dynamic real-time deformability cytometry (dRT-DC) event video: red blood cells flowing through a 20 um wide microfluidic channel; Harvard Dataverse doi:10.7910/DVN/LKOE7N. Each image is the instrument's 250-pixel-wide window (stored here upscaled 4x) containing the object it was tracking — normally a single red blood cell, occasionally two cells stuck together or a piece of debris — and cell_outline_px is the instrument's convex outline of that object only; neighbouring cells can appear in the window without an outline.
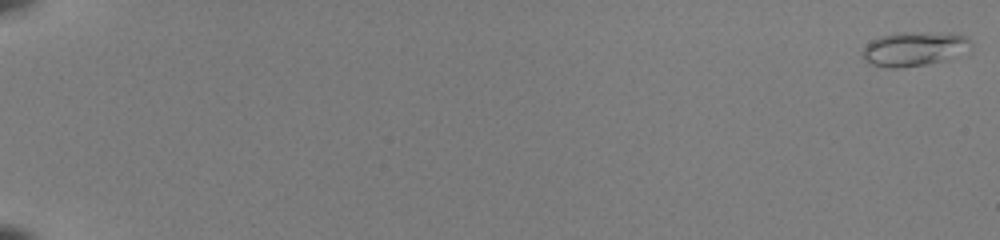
{"species": "common noctule bat (a hibernating species)", "species_latin": "Nyctalus noctula", "temperature_condition": "room temperature", "stored_images_in_passage": 53, "camera_frame_rate_fps": 3000, "um_per_image_px": 0.085, "animal": {"sex": "female", "body_mass_g": 22.0, "forearm_length_mm": 56.7}, "frame": {"image": 1, "passage_image": 1, "time_ms": 0.0, "image_size_px": [1000, 240], "cell_outline_px": [[972, 44], [948, 60], [900, 68], [888, 68], [872, 64], [864, 60], [860, 56], [860, 52], [872, 40], [880, 36], [900, 32], [920, 32], [968, 36]], "centroid_in_image_um": [77.61, 4.16], "position_along_channel_um": 7.4, "area_um2": 21.33}}
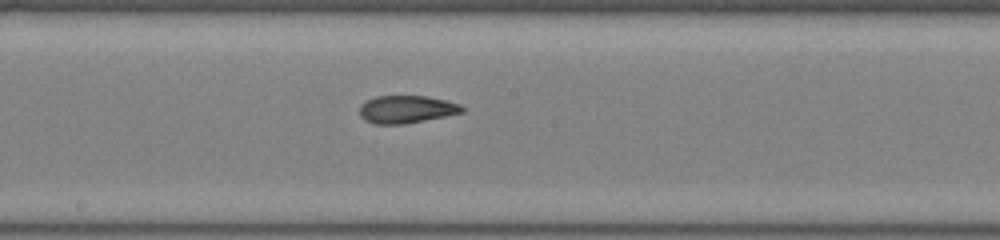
{"frame": {"image": 2, "passage_image": 32, "time_ms": 10.333, "image_size_px": [1000, 240], "cell_outline_px": [[464, 112], [404, 124], [372, 124], [364, 120], [360, 116], [360, 104], [376, 96], [428, 96], [460, 104], [464, 108]], "centroid_in_image_um": [34.52, 9.29], "position_along_channel_um": 213.7, "area_um2": 16.47}}
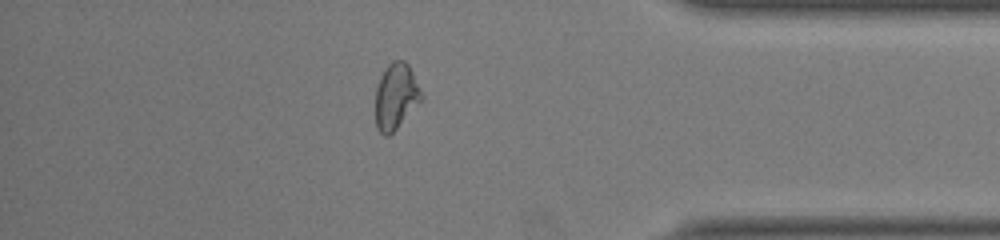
{"frame": {"image": 3, "passage_image": 47, "time_ms": 15.333, "image_size_px": [1000, 240], "cell_outline_px": [[424, 96], [396, 128], [388, 136], [384, 136], [376, 128], [376, 88], [380, 76], [388, 64], [392, 60], [404, 60], [408, 64]], "centroid_in_image_um": [33.63, 8.16], "position_along_channel_um": 401.6, "area_um2": 17.4}, "authors_computed_cell_mechanics": {"area_um2": 17.629, "velocity_mm_per_s": 4.1012, "shape_relaxation_time_tau1_ms": null, "shape_relaxation_time_tau2_ms": 1.2285, "deformation_change_tau1": null, "deformation_change_tau2": 0.071}}